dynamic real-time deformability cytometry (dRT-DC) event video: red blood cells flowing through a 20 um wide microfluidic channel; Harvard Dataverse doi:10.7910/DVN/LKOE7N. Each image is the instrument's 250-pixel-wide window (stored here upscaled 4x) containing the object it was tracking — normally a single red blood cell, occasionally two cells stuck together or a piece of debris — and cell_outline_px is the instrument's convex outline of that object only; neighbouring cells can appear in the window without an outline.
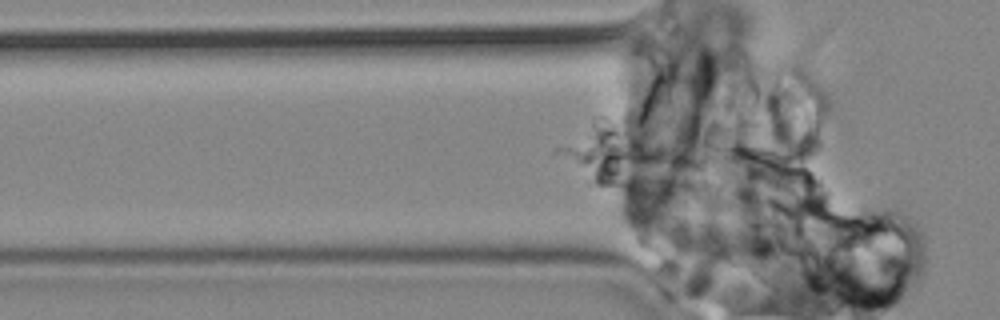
{"species": "common noctule bat (a hibernating species)", "species_latin": "Nyctalus noctula", "temperature_condition": "cold", "stored_images_in_passage": 49, "segment_of_instrument_passage": [1, 2], "camera_frame_rate_fps": 3000, "um_per_image_px": 0.085, "animal": {"sex": "male", "body_mass_g": 19.2, "forearm_length_mm": 51.8}, "frame": {"image": 1, "passage_image": 7, "time_ms": 2.0, "image_size_px": [1000, 320], "cell_outline_px": [[704, 188], [692, 196], [664, 196], [636, 192], [600, 184], [596, 180], [596, 164], [608, 152], [624, 144], [636, 144], [700, 156], [704, 160]], "centroid_in_image_um": [55.39, 14.53], "position_along_channel_um": 70.4, "area_um2": 32.48}}